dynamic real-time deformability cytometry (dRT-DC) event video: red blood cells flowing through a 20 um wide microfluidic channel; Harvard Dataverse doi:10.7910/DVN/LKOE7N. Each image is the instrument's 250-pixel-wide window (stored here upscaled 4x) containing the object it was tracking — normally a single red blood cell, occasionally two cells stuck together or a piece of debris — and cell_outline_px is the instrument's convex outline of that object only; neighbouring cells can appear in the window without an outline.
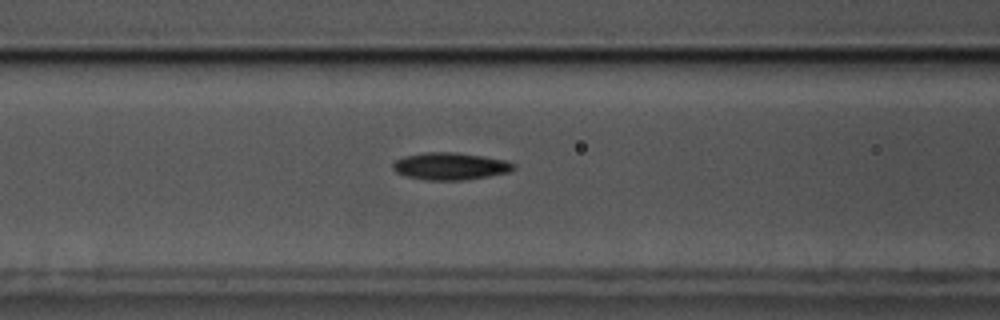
{"species": "common noctule bat (a hibernating species)", "species_latin": "Nyctalus noctula", "temperature_condition": "cold", "stored_images_in_passage": 55, "camera_frame_rate_fps": 3000, "um_per_image_px": 0.085, "animal": {"sex": "male", "body_mass_g": 17.5, "forearm_length_mm": 52.3}, "frame": {"image": 1, "passage_image": 21, "time_ms": 6.667, "image_size_px": [1000, 320], "cell_outline_px": [[516, 168], [508, 172], [488, 176], [464, 180], [428, 180], [404, 176], [396, 172], [392, 168], [392, 164], [396, 160], [404, 156], [424, 152], [456, 152], [484, 156], [508, 160], [516, 164]], "centroid_in_image_um": [38.29, 14.12], "position_along_channel_um": 128.3, "area_um2": 19.36}}
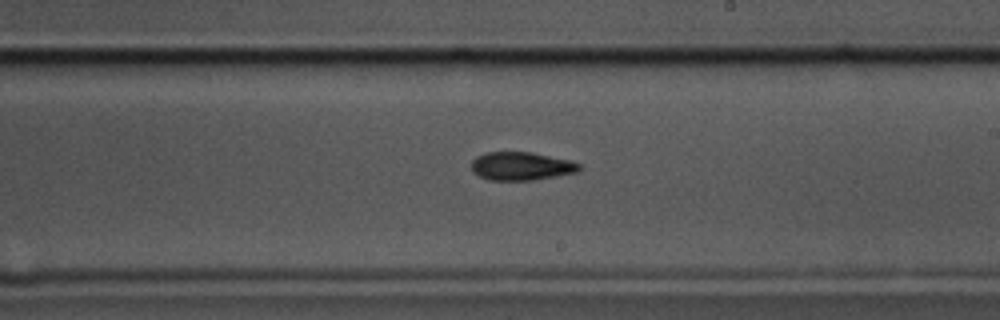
{"frame": {"image": 2, "passage_image": 31, "time_ms": 10.0, "image_size_px": [1000, 320], "cell_outline_px": [[580, 172], [532, 180], [488, 180], [472, 172], [472, 160], [476, 156], [484, 152], [532, 152], [572, 160], [580, 164]], "centroid_in_image_um": [44.32, 14.11], "position_along_channel_um": 244.7, "area_um2": 17.98}}
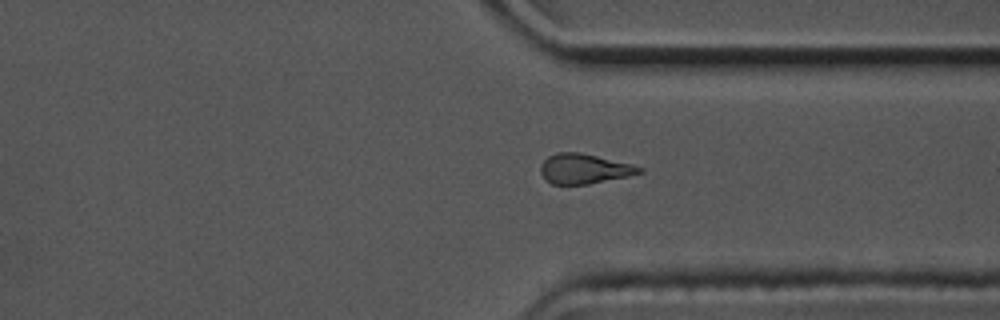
{"frame": {"image": 3, "passage_image": 41, "time_ms": 13.333, "image_size_px": [1000, 320], "cell_outline_px": [[644, 172], [628, 176], [588, 184], [552, 184], [540, 172], [540, 164], [548, 156], [556, 152], [580, 152], [632, 164], [644, 168]], "centroid_in_image_um": [49.66, 14.33], "position_along_channel_um": 361.7, "area_um2": 17.17}, "authors_computed_cell_mechanics": {"area_um2": 17.9758, "velocity_mm_per_s": 3.5014, "shape_relaxation_time_tau1_ms": 4.8204, "shape_relaxation_time_tau2_ms": 2.9919, "deformation_change_tau1": 0.1426, "deformation_change_tau2": 0.1009}}